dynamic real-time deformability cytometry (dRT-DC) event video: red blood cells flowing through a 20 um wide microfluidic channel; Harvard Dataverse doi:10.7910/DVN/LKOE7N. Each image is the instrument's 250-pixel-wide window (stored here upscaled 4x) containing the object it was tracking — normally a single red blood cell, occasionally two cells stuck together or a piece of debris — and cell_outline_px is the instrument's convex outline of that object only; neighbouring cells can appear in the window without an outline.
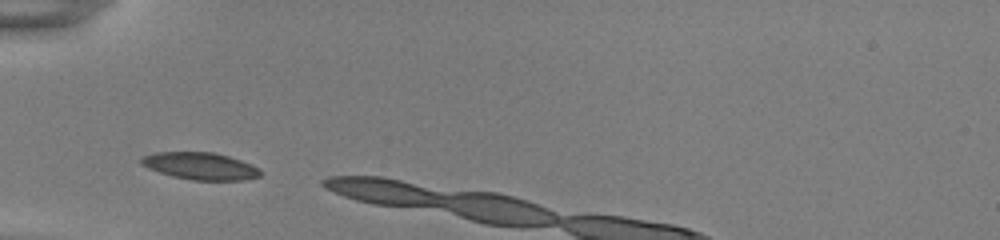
{"species": "common noctule bat (a hibernating species)", "species_latin": "Nyctalus noctula", "temperature_condition": "room temperature", "stored_images_in_passage": 3, "camera_frame_rate_fps": 3000, "um_per_image_px": 0.085, "animal": {"sex": "female", "body_mass_g": 22.0, "forearm_length_mm": 56.7}, "frame": {"image": 1, "passage_image": 1, "time_ms": 0.0, "image_size_px": [1000, 240], "cell_outline_px": [[260, 176], [244, 180], [192, 180], [172, 176], [148, 168], [140, 164], [140, 160], [144, 156], [156, 152], [212, 152], [228, 156], [240, 160], [260, 168]], "centroid_in_image_um": [17.02, 14.11], "position_along_channel_um": 68.0, "area_um2": 18.73}}